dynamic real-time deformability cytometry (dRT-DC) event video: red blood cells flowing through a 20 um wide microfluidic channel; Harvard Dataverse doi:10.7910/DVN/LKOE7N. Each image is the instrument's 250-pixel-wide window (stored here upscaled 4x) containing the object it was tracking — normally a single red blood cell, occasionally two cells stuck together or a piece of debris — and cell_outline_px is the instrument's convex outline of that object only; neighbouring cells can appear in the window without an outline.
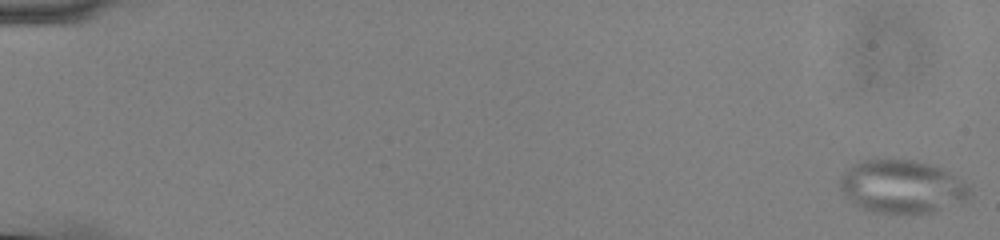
{"species": "common noctule bat (a hibernating species)", "species_latin": "Nyctalus noctula", "temperature_condition": "cold", "stored_images_in_passage": 55, "camera_frame_rate_fps": 3000, "um_per_image_px": 0.085, "animal": {"sex": "male", "body_mass_g": 13.0, "forearm_length_mm": 53.1}, "frame": {"image": 1, "passage_image": 1, "time_ms": 0.0, "image_size_px": [1000, 240], "cell_outline_px": [[972, 196], [964, 200], [932, 212], [872, 212], [860, 208], [844, 196], [840, 188], [840, 176], [852, 164], [864, 160], [916, 160], [940, 168], [956, 176], [968, 184], [972, 192]], "centroid_in_image_um": [76.64, 15.85], "position_along_channel_um": 8.4, "area_um2": 39.82}}
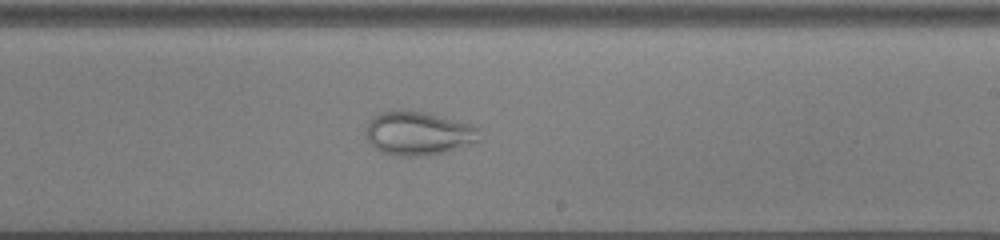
{"frame": {"image": 2, "passage_image": 35, "time_ms": 11.333, "image_size_px": [1000, 240], "cell_outline_px": [[480, 140], [444, 152], [424, 156], [396, 156], [380, 152], [368, 140], [364, 132], [372, 116], [380, 112], [404, 108], [428, 112], [472, 124], [480, 128]], "centroid_in_image_um": [35.54, 11.3], "position_along_channel_um": 253.5, "area_um2": 29.48}}
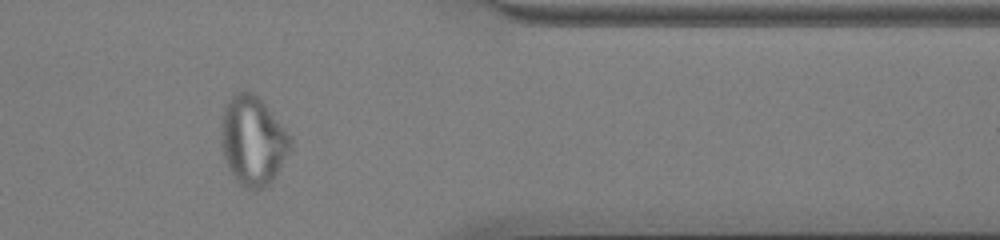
{"frame": {"image": 3, "passage_image": 47, "time_ms": 15.333, "image_size_px": [1000, 240], "cell_outline_px": [[292, 148], [272, 180], [264, 188], [244, 188], [236, 180], [228, 168], [220, 144], [220, 136], [224, 104], [236, 92], [244, 88], [252, 92], [264, 104], [292, 136]], "centroid_in_image_um": [21.48, 11.93], "position_along_channel_um": 389.9, "area_um2": 36.07}}